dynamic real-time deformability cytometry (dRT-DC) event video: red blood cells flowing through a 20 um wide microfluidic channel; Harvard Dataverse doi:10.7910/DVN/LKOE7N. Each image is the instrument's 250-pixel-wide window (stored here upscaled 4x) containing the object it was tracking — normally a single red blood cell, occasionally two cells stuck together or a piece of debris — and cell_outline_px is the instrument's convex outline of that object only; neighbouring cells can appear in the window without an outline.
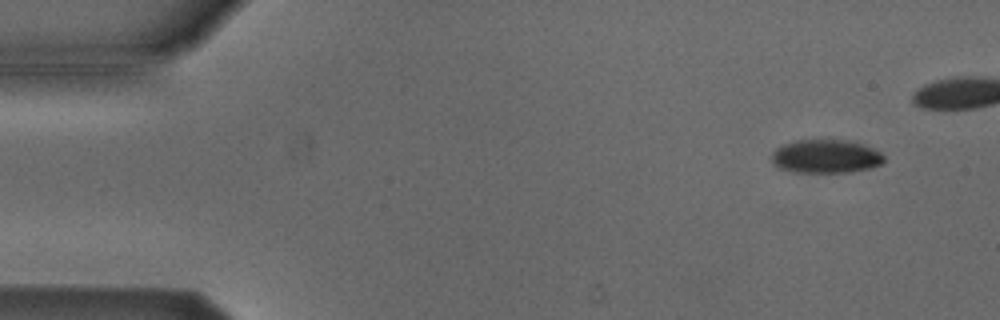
{"species": "Egyptian fruit bat (a non-hibernating species)", "species_latin": "Rousettus aegyptiacus", "temperature_condition": "cold", "stored_images_in_passage": 47, "camera_frame_rate_fps": 3000, "um_per_image_px": 0.085, "animal": {"sex": "male"}, "frame": {"image": 1, "passage_image": 5, "time_ms": 1.333, "image_size_px": [1000, 320], "cell_outline_px": [[884, 160], [880, 164], [872, 168], [852, 172], [792, 172], [776, 168], [772, 164], [772, 152], [776, 148], [784, 144], [796, 140], [856, 140], [880, 152], [884, 156]], "centroid_in_image_um": [70.18, 13.29], "position_along_channel_um": 14.8, "area_um2": 22.31}}
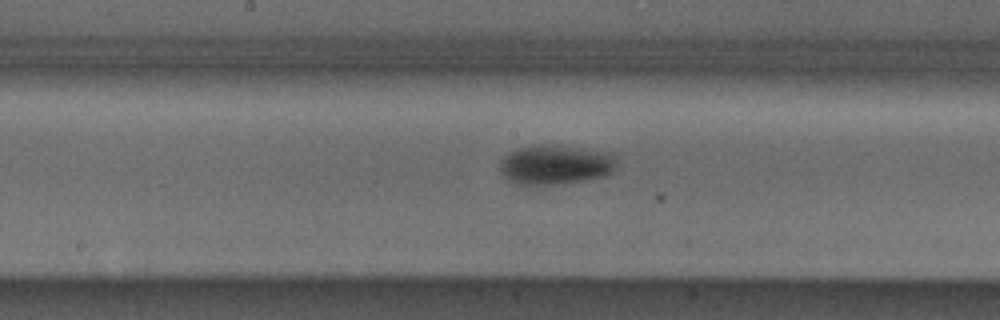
{"frame": {"image": 2, "passage_image": 28, "time_ms": 9.0, "image_size_px": [1000, 320], "cell_outline_px": [[616, 168], [612, 172], [604, 176], [584, 180], [552, 184], [520, 184], [508, 180], [504, 176], [500, 168], [500, 160], [512, 152], [520, 148], [532, 144], [544, 144], [576, 148], [604, 152], [612, 156]], "centroid_in_image_um": [47.17, 14.0], "position_along_channel_um": 201.0, "area_um2": 26.18}}
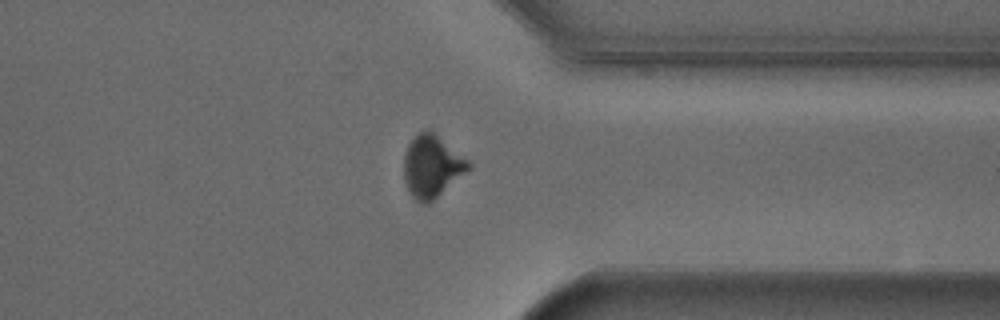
{"frame": {"image": 3, "passage_image": 42, "time_ms": 13.667, "image_size_px": [1000, 320], "cell_outline_px": [[472, 168], [428, 204], [420, 204], [408, 192], [404, 180], [404, 152], [412, 136], [424, 128], [428, 128], [468, 160], [472, 164]], "centroid_in_image_um": [36.68, 14.13], "position_along_channel_um": 374.7, "area_um2": 23.7}, "authors_computed_cell_mechanics": {"area_um2": 25.2008, "velocity_mm_per_s": 3.8287, "shape_relaxation_time_tau1_ms": 3.3774, "shape_relaxation_time_tau2_ms": null, "deformation_change_tau1": 0.1302, "deformation_change_tau2": null}}